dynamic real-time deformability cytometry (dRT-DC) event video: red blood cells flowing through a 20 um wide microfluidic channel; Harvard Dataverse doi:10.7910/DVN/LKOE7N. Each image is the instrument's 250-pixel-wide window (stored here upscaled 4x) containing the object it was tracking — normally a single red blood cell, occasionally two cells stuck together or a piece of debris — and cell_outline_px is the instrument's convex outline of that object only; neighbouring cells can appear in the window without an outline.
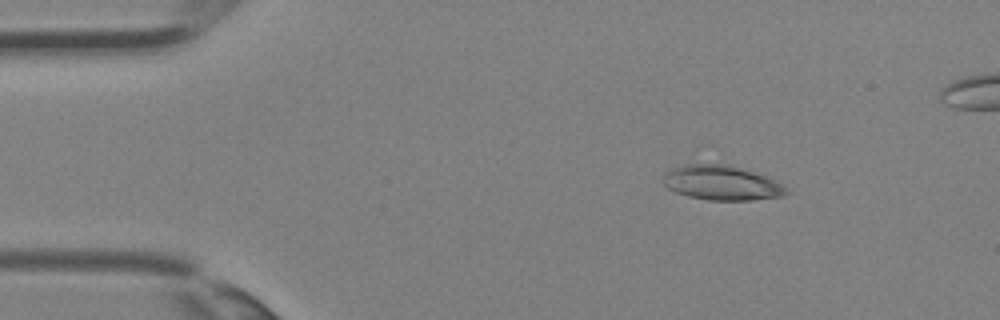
{"species": "Egyptian fruit bat (a non-hibernating species)", "species_latin": "Rousettus aegyptiacus", "temperature_condition": "room temperature", "stored_images_in_passage": 30, "camera_frame_rate_fps": 3000, "um_per_image_px": 0.085, "animal": {"sex": "female"}, "frame": {"image": 1, "passage_image": 1, "time_ms": 0.0, "image_size_px": [1000, 320], "cell_outline_px": [[792, 192], [784, 196], [752, 200], [708, 200], [688, 196], [676, 192], [668, 188], [664, 184], [664, 172], [672, 168], [684, 164], [704, 160], [708, 160], [728, 164], [764, 176], [784, 184]], "centroid_in_image_um": [61.33, 15.5], "position_along_channel_um": 23.7, "area_um2": 25.61}}
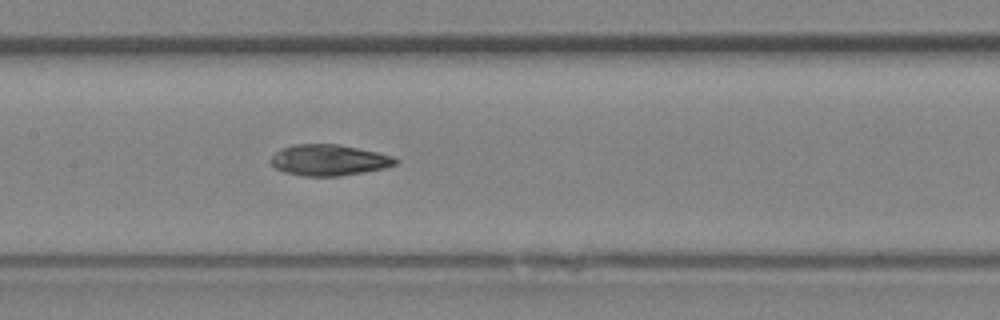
{"frame": {"image": 2, "passage_image": 13, "time_ms": 4.0, "image_size_px": [1000, 320], "cell_outline_px": [[400, 160], [396, 164], [384, 168], [364, 172], [336, 176], [304, 176], [284, 172], [276, 168], [272, 164], [272, 156], [280, 148], [296, 144], [340, 144], [376, 152], [392, 156]], "centroid_in_image_um": [27.96, 13.6], "position_along_channel_um": 179.4, "area_um2": 22.43}}
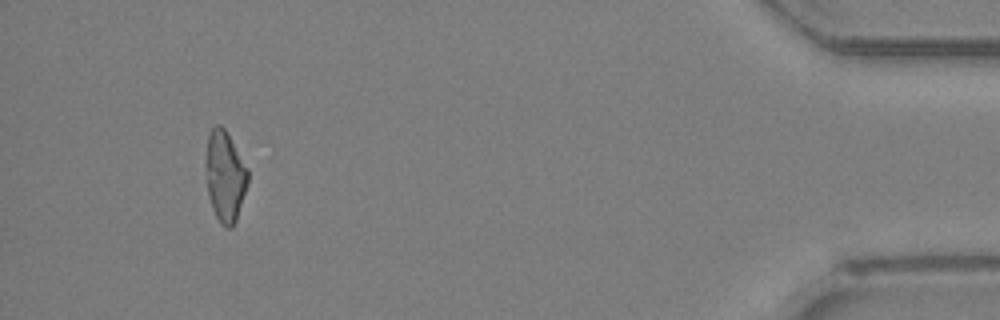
{"frame": {"image": 3, "passage_image": 29, "time_ms": 9.333, "image_size_px": [1000, 320], "cell_outline_px": [[248, 184], [236, 220], [232, 228], [224, 228], [220, 224], [212, 208], [208, 196], [204, 164], [208, 136], [212, 128], [216, 124], [220, 124], [224, 128], [248, 168]], "centroid_in_image_um": [19.11, 15.0], "position_along_channel_um": 416.1, "area_um2": 22.54}}